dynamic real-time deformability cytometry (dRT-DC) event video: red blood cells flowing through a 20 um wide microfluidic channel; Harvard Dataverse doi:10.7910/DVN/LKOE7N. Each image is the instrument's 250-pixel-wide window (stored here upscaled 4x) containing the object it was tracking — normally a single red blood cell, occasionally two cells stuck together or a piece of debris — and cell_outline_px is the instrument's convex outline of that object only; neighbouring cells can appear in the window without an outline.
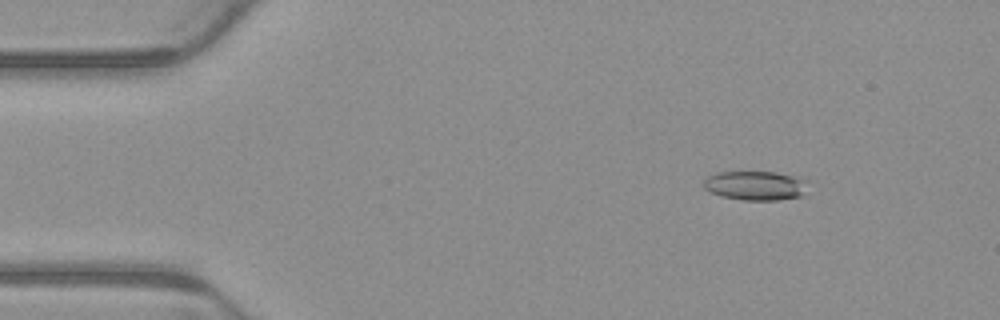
{"species": "common noctule bat (a hibernating species)", "species_latin": "Nyctalus noctula", "temperature_condition": "warm", "stored_images_in_passage": 5, "camera_frame_rate_fps": 3000, "um_per_image_px": 0.085, "animal": {"sex": "male", "body_mass_g": 23.1, "forearm_length_mm": 52.7}, "frame": {"image": 1, "passage_image": 2, "time_ms": 0.333, "image_size_px": [1000, 320], "cell_outline_px": [[808, 180], [804, 196], [780, 200], [744, 200], [720, 196], [704, 188], [704, 180], [708, 176], [716, 172], [776, 172], [796, 176]], "centroid_in_image_um": [64.26, 15.77], "position_along_channel_um": 20.7, "area_um2": 17.98}}